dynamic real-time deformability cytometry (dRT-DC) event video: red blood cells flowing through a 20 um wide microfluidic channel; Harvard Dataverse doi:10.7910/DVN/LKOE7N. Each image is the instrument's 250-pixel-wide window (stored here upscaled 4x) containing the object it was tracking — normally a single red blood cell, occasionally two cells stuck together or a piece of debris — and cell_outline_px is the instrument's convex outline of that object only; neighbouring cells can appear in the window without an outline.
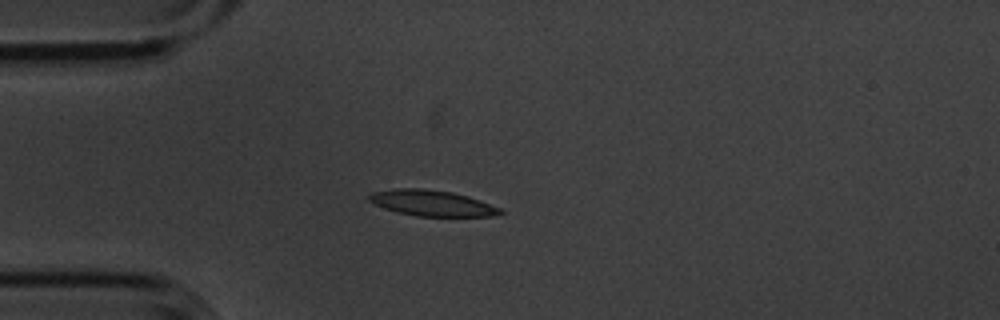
{"species": "common noctule bat (a hibernating species)", "species_latin": "Nyctalus noctula", "temperature_condition": "cold", "stored_images_in_passage": 7, "camera_frame_rate_fps": 3000, "um_per_image_px": 0.085, "animal": {"sex": "male", "body_mass_g": 20.1, "forearm_length_mm": 53.5}, "frame": {"image": 1, "passage_image": 4, "time_ms": 1.0, "image_size_px": [1000, 320], "cell_outline_px": [[504, 212], [492, 216], [416, 216], [396, 212], [384, 208], [368, 200], [368, 196], [372, 192], [392, 188], [424, 188], [452, 192], [468, 196], [480, 200], [500, 208]], "centroid_in_image_um": [36.69, 17.25], "position_along_channel_um": 48.3, "area_um2": 19.77}}
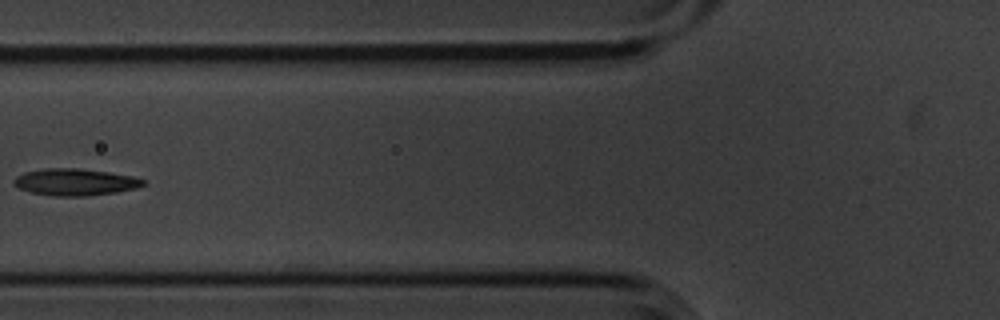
{"frame": {"image": 2, "passage_image": 6, "time_ms": 1.667, "image_size_px": [1000, 320], "cell_outline_px": [[148, 180], [144, 184], [136, 188], [116, 192], [88, 196], [52, 196], [32, 192], [20, 188], [12, 184], [12, 180], [16, 176], [24, 172], [44, 168], [80, 168], [108, 172], [132, 176]], "centroid_in_image_um": [6.37, 15.47], "position_along_channel_um": 119.4, "area_um2": 20.35}}
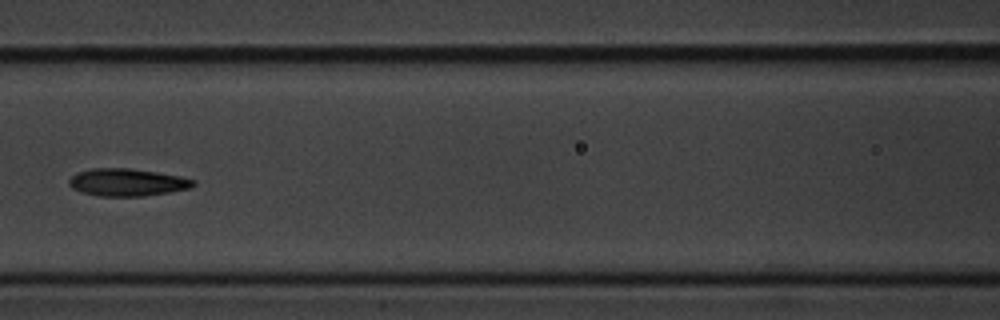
{"frame": {"image": 3, "passage_image": 7, "time_ms": 2.0, "image_size_px": [1000, 320], "cell_outline_px": [[196, 184], [188, 188], [168, 192], [144, 196], [100, 196], [80, 192], [72, 188], [68, 184], [68, 180], [72, 176], [80, 172], [92, 168], [132, 168], [180, 176], [196, 180]], "centroid_in_image_um": [10.8, 15.49], "position_along_channel_um": 155.8, "area_um2": 19.83}}